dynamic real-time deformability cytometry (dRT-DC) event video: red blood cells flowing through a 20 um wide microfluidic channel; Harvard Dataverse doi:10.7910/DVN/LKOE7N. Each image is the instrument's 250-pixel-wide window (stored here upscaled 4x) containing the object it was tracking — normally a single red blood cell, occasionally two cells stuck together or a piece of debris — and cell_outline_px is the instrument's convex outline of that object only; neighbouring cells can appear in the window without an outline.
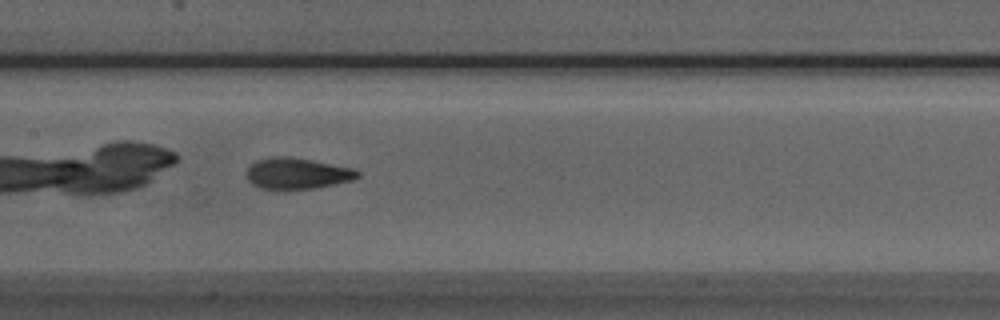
{"species": "Egyptian fruit bat (a non-hibernating species)", "species_latin": "Rousettus aegyptiacus", "temperature_condition": "room temperature", "stored_images_in_passage": 33, "camera_frame_rate_fps": 3000, "um_per_image_px": 0.085, "animal": {"sex": "male"}, "frame": {"image": 1, "passage_image": 10, "time_ms": 3.0, "image_size_px": [1000, 320], "cell_outline_px": [[360, 176], [352, 180], [316, 188], [260, 188], [252, 184], [248, 180], [248, 168], [256, 160], [272, 156], [292, 156], [356, 168], [360, 172]], "centroid_in_image_um": [25.31, 14.71], "position_along_channel_um": 182.1, "area_um2": 20.11}, "authors_computed_cell_mechanics": {"area_um2": 20.1144, "velocity_mm_per_s": 3.9197, "shape_relaxation_time_tau1_ms": 3.8839, "shape_relaxation_time_tau2_ms": 1.2185, "deformation_change_tau1": 0.1752, "deformation_change_tau2": 0.0797}}